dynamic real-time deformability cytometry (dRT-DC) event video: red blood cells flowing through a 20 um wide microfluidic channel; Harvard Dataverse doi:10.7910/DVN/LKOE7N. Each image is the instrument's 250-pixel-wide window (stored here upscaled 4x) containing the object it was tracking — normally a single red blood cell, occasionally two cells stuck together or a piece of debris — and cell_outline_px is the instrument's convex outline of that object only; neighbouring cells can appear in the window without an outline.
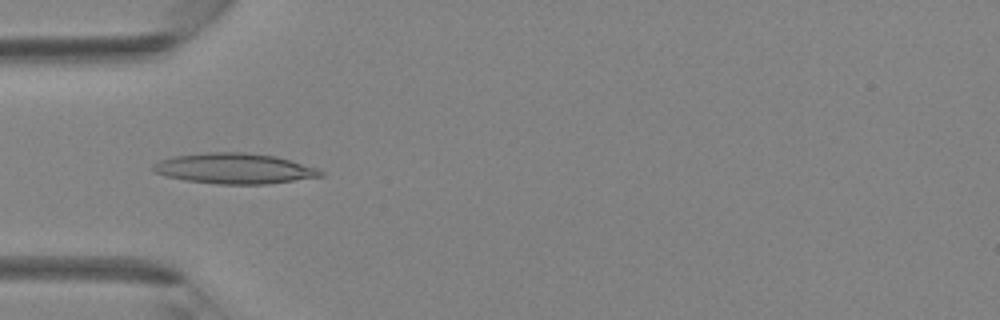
{"species": "Egyptian fruit bat (a non-hibernating species)", "species_latin": "Rousettus aegyptiacus", "temperature_condition": "room temperature", "stored_images_in_passage": 40, "camera_frame_rate_fps": 3000, "um_per_image_px": 0.085, "animal": {"sex": "female"}, "frame": {"image": 1, "passage_image": 13, "time_ms": 4.0, "image_size_px": [1000, 320], "cell_outline_px": [[324, 176], [268, 184], [216, 184], [184, 180], [168, 176], [156, 172], [152, 168], [152, 164], [160, 160], [176, 156], [208, 152], [244, 152], [276, 156], [316, 168], [324, 172]], "centroid_in_image_um": [19.94, 14.33], "position_along_channel_um": 65.1, "area_um2": 29.59}}
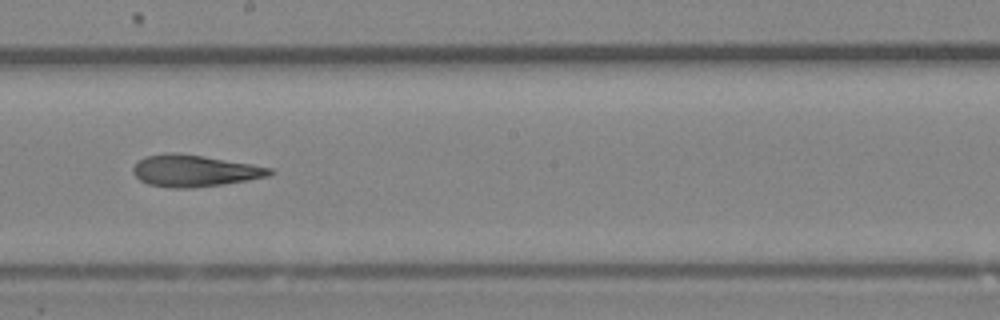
{"frame": {"image": 2, "passage_image": 23, "time_ms": 7.333, "image_size_px": [1000, 320], "cell_outline_px": [[276, 172], [268, 176], [248, 180], [224, 184], [192, 188], [172, 188], [148, 184], [140, 180], [132, 172], [132, 168], [144, 156], [172, 152], [204, 156], [252, 164], [272, 168]], "centroid_in_image_um": [16.54, 14.52], "position_along_channel_um": 231.7, "area_um2": 25.26}}
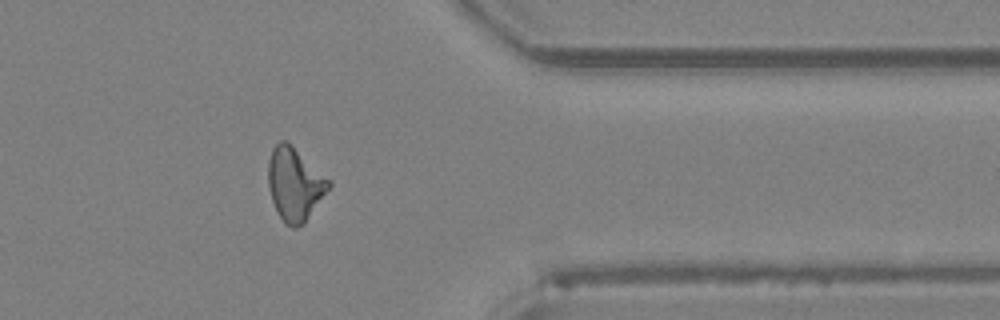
{"frame": {"image": 3, "passage_image": 33, "time_ms": 10.667, "image_size_px": [1000, 320], "cell_outline_px": [[332, 184], [304, 224], [296, 228], [292, 228], [284, 224], [272, 200], [268, 184], [268, 160], [272, 148], [280, 140], [284, 140], [332, 180]], "centroid_in_image_um": [25.06, 15.68], "position_along_channel_um": 386.3, "area_um2": 25.61}}